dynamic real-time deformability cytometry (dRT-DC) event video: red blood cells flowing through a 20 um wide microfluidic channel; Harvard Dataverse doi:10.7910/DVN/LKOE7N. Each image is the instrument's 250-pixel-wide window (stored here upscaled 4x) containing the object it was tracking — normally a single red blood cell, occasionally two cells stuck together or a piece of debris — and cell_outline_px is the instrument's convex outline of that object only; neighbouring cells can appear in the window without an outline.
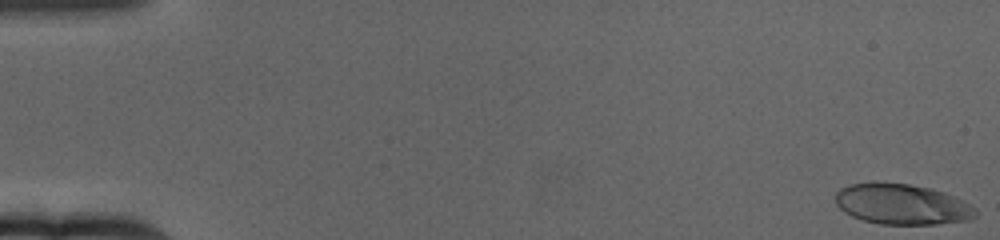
{"species": "human", "species_latin": "Homo sapiens", "temperature_condition": "cold", "stored_images_in_passage": 65, "camera_frame_rate_fps": 3000, "um_per_image_px": 0.085, "donor": {"sex": "female"}, "frame": {"image": 1, "passage_image": 1, "time_ms": 0.0, "image_size_px": [1000, 240], "cell_outline_px": [[976, 216], [972, 220], [936, 224], [880, 224], [864, 220], [852, 216], [844, 212], [836, 204], [836, 192], [840, 188], [848, 184], [908, 184], [932, 188], [944, 192], [968, 204], [976, 212]], "centroid_in_image_um": [76.66, 17.38], "position_along_channel_um": 8.3, "area_um2": 32.54}}
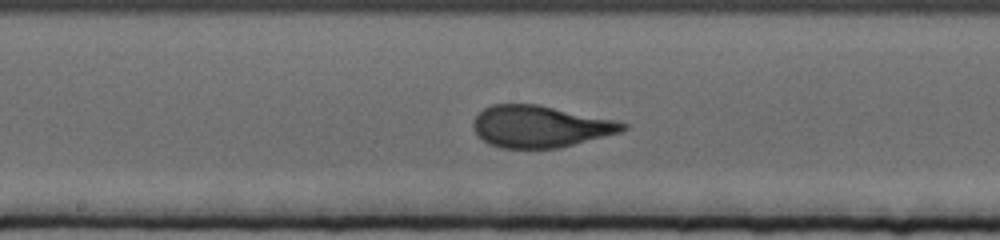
{"frame": {"image": 2, "passage_image": 35, "time_ms": 11.333, "image_size_px": [1000, 240], "cell_outline_px": [[628, 128], [620, 132], [560, 148], [500, 148], [488, 144], [476, 132], [472, 124], [476, 116], [484, 108], [492, 104], [540, 104], [620, 120], [628, 124]], "centroid_in_image_um": [45.97, 10.74], "position_along_channel_um": 202.2, "area_um2": 36.76}}
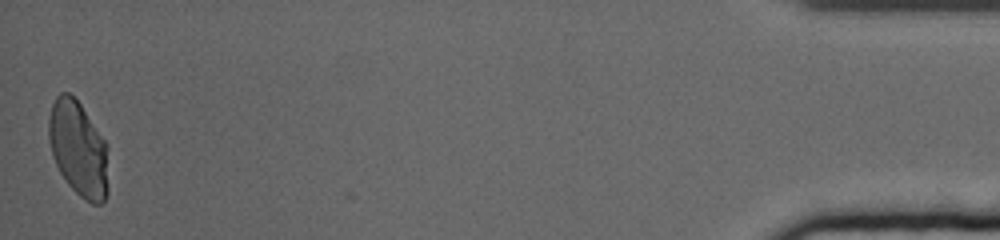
{"frame": {"image": 3, "passage_image": 65, "time_ms": 21.333, "image_size_px": [1000, 240], "cell_outline_px": [[108, 192], [104, 200], [100, 204], [92, 204], [80, 196], [68, 184], [60, 172], [52, 156], [48, 136], [48, 120], [52, 104], [56, 96], [60, 92], [68, 92], [80, 104], [104, 140], [108, 148]], "centroid_in_image_um": [6.66, 12.67], "position_along_channel_um": 428.5, "area_um2": 33.12}, "authors_computed_cell_mechanics": {"area_um2": 34.9112, "velocity_mm_per_s": 3.1201, "shape_relaxation_time_tau1_ms": 4.9933, "shape_relaxation_time_tau2_ms": null, "deformation_change_tau1": 0.1994, "deformation_change_tau2": null}}